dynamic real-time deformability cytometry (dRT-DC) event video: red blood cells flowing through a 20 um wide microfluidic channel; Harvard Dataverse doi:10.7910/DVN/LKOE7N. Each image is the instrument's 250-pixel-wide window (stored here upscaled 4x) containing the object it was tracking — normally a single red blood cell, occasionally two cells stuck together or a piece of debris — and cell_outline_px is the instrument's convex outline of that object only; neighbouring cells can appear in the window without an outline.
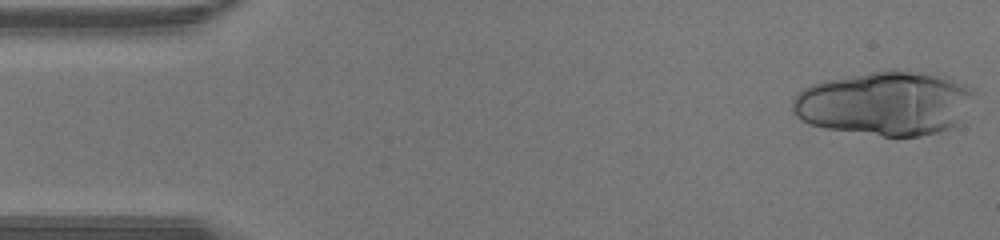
{"species": "human", "species_latin": "Homo sapiens", "temperature_condition": "warm", "stored_images_in_passage": 14, "camera_frame_rate_fps": 3000, "um_per_image_px": 0.085, "donor": {"sex": "male"}, "frame": {"image": 1, "passage_image": 1, "time_ms": 0.0, "image_size_px": [1000, 240], "cell_outline_px": [[972, 92], [956, 124], [948, 128], [936, 132], [920, 136], [884, 136], [828, 128], [812, 124], [796, 116], [792, 112], [792, 100], [804, 88], [812, 84], [824, 80], [896, 68], [932, 76], [964, 84]], "centroid_in_image_um": [75.1, 8.79], "position_along_channel_um": 9.9, "area_um2": 66.01}}